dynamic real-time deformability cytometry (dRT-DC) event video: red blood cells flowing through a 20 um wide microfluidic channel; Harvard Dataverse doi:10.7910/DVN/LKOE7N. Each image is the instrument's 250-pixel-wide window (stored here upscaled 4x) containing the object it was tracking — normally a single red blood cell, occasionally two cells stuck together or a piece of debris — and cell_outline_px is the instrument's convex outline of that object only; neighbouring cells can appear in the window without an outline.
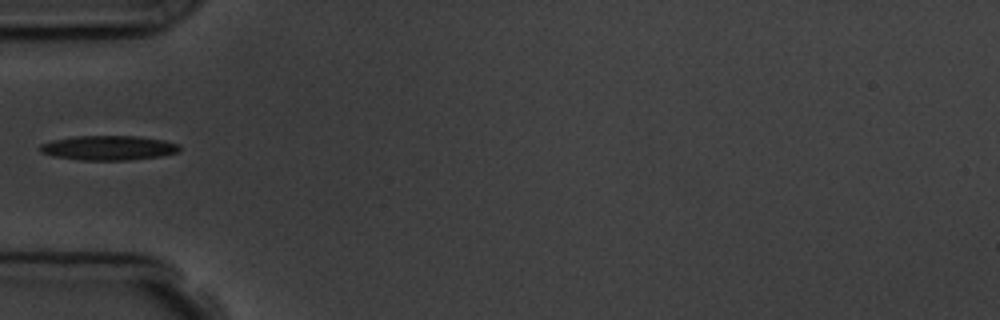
{"species": "common noctule bat (a hibernating species)", "species_latin": "Nyctalus noctula", "temperature_condition": "room temperature", "stored_images_in_passage": 6, "camera_frame_rate_fps": 3000, "um_per_image_px": 0.085, "animal": {"sex": "male", "body_mass_g": 19.5, "forearm_length_mm": 54.6}, "frame": {"image": 1, "passage_image": 5, "time_ms": 4.667, "image_size_px": [1000, 320], "cell_outline_px": [[180, 148], [176, 152], [160, 156], [128, 160], [80, 160], [52, 156], [40, 152], [40, 144], [52, 140], [72, 136], [136, 136], [164, 140], [176, 144]], "centroid_in_image_um": [9.15, 12.57], "position_along_channel_um": 75.8, "area_um2": 19.88}}